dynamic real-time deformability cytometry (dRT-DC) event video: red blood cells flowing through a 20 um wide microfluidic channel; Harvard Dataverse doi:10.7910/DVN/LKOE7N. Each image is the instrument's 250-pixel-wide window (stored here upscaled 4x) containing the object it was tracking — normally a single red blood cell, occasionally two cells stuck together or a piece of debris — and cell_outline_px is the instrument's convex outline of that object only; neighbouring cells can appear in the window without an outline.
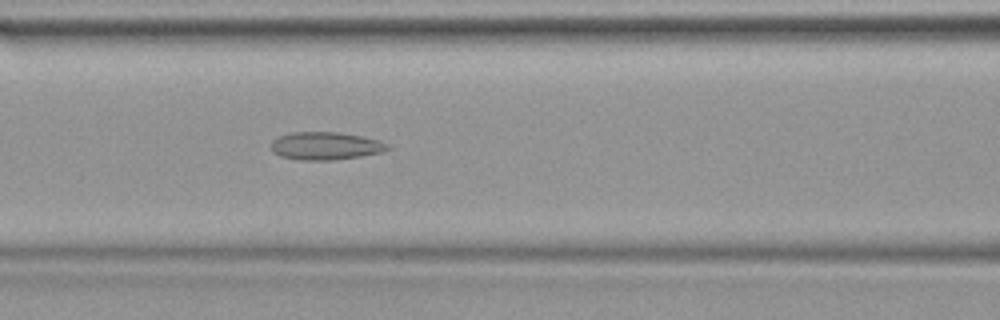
{"species": "common noctule bat (a hibernating species)", "species_latin": "Nyctalus noctula", "temperature_condition": "warm", "stored_images_in_passage": 29, "camera_frame_rate_fps": 3000, "um_per_image_px": 0.085, "animal": {"sex": "female", "body_mass_g": 19.9}, "frame": {"image": 1, "passage_image": 9, "time_ms": 2.667, "image_size_px": [1000, 320], "cell_outline_px": [[392, 148], [380, 152], [360, 156], [332, 160], [300, 160], [280, 156], [272, 152], [272, 140], [280, 136], [292, 132], [340, 132], [380, 140], [388, 144]], "centroid_in_image_um": [27.67, 12.4], "position_along_channel_um": 138.9, "area_um2": 18.84}}